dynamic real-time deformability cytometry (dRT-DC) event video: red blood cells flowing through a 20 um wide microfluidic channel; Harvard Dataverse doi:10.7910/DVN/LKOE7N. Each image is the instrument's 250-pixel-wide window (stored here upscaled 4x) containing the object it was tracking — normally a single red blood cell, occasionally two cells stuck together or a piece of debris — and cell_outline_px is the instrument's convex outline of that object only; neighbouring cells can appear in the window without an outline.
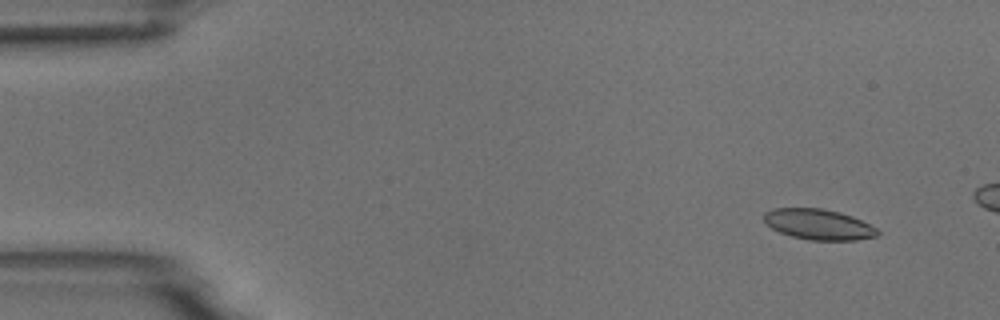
{"species": "common noctule bat (a hibernating species)", "species_latin": "Nyctalus noctula", "temperature_condition": "room temperature", "stored_images_in_passage": 10, "camera_frame_rate_fps": 3000, "um_per_image_px": 0.085, "animal": {"sex": "male", "body_mass_g": 18.8}, "frame": {"image": 1, "passage_image": 1, "time_ms": 0.0, "image_size_px": [1000, 320], "cell_outline_px": [[880, 236], [856, 240], [808, 240], [792, 236], [780, 232], [772, 228], [764, 220], [764, 212], [772, 208], [824, 208], [840, 212], [852, 216], [876, 228], [880, 232]], "centroid_in_image_um": [69.59, 19.07], "position_along_channel_um": 15.4, "area_um2": 20.29}}